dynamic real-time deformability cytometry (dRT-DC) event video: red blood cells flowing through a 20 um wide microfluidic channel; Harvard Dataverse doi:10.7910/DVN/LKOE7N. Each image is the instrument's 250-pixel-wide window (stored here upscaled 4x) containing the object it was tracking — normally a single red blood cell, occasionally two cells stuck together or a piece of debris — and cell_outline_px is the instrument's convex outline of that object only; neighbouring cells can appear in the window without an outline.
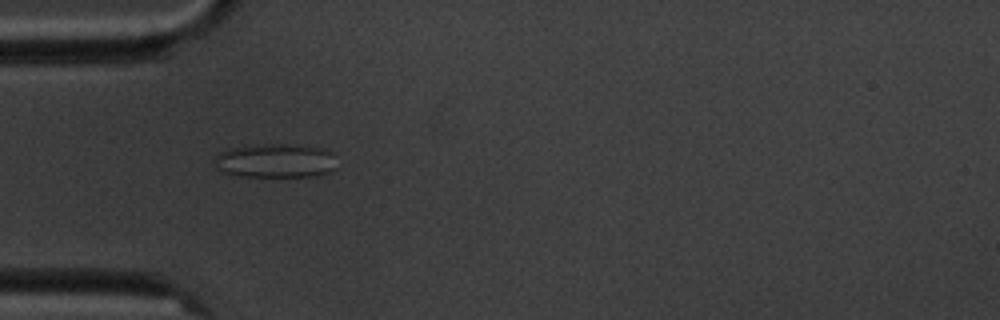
{"species": "common noctule bat (a hibernating species)", "species_latin": "Nyctalus noctula", "temperature_condition": "cold", "stored_images_in_passage": 3, "camera_frame_rate_fps": 3000, "um_per_image_px": 0.085, "animal": {"sex": "male", "body_mass_g": 20.1, "forearm_length_mm": 53.5}, "frame": {"image": 1, "passage_image": 2, "time_ms": 1.333, "image_size_px": [1000, 320], "cell_outline_px": [[336, 168], [328, 172], [316, 176], [244, 176], [224, 172], [216, 168], [212, 160], [220, 152], [232, 148], [264, 144], [296, 144], [324, 148], [332, 152]], "centroid_in_image_um": [23.43, 13.65], "position_along_channel_um": 61.6, "area_um2": 24.28}}
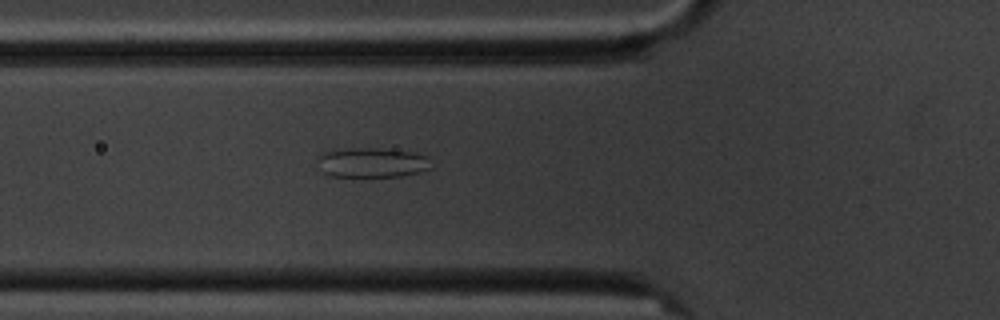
{"frame": {"image": 2, "passage_image": 3, "time_ms": 2.333, "image_size_px": [1000, 320], "cell_outline_px": [[432, 168], [420, 172], [400, 176], [328, 176], [324, 172], [320, 156], [324, 152], [348, 148], [392, 148], [416, 152], [428, 156]], "centroid_in_image_um": [31.75, 13.8], "position_along_channel_um": 94.0, "area_um2": 19.65}}